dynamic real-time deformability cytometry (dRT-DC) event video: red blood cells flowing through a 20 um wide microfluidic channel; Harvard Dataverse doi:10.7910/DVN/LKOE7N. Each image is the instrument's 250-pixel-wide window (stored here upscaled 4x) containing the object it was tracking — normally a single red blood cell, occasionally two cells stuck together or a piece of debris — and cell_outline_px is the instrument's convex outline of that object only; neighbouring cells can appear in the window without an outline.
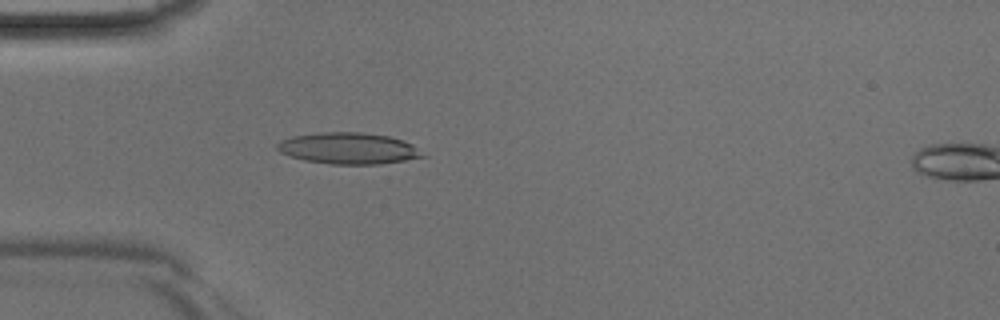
{"species": "Egyptian fruit bat (a non-hibernating species)", "species_latin": "Rousettus aegyptiacus", "temperature_condition": "room temperature", "stored_images_in_passage": 27, "camera_frame_rate_fps": 3000, "um_per_image_px": 0.085, "animal": {"sex": "male"}, "frame": {"image": 1, "passage_image": 1, "time_ms": 0.0, "image_size_px": [1000, 320], "cell_outline_px": [[428, 156], [380, 164], [328, 164], [304, 160], [280, 152], [276, 148], [276, 144], [280, 140], [292, 136], [320, 132], [360, 132], [388, 136], [404, 140], [412, 144]], "centroid_in_image_um": [29.62, 12.6], "position_along_channel_um": 55.4, "area_um2": 26.65}}
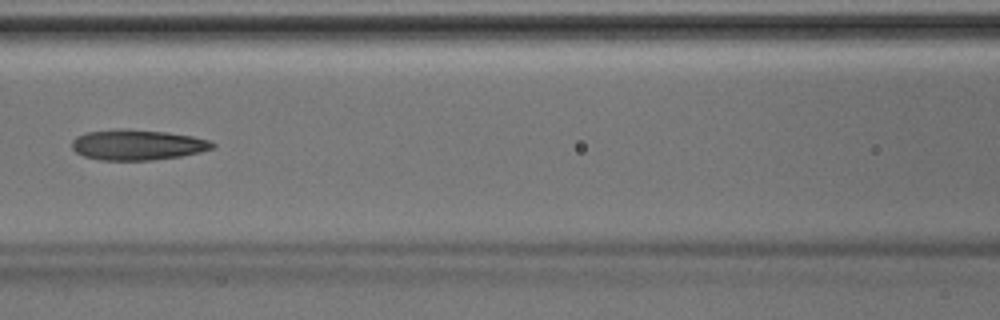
{"frame": {"image": 2, "passage_image": 8, "time_ms": 2.333, "image_size_px": [1000, 320], "cell_outline_px": [[216, 144], [212, 148], [200, 152], [180, 156], [152, 160], [100, 160], [84, 156], [76, 152], [72, 148], [72, 140], [76, 136], [88, 132], [124, 128], [128, 128], [164, 132], [192, 136], [208, 140]], "centroid_in_image_um": [11.66, 12.31], "position_along_channel_um": 154.9, "area_um2": 24.85}}